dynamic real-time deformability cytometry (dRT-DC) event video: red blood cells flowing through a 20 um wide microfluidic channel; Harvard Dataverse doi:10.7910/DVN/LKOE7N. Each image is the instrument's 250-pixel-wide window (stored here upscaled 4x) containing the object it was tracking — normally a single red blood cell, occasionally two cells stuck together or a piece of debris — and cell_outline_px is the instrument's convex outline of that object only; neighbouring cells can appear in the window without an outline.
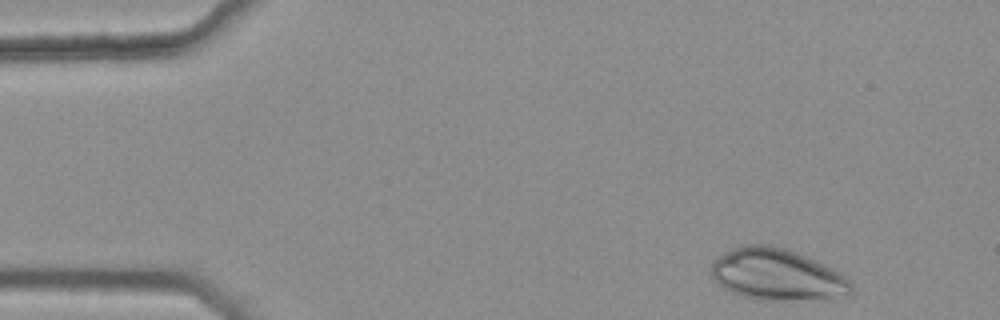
{"species": "common noctule bat (a hibernating species)", "species_latin": "Nyctalus noctula", "temperature_condition": "warm", "stored_images_in_passage": 8, "camera_frame_rate_fps": 3000, "um_per_image_px": 0.085, "animal": {"sex": "female", "body_mass_g": 25.1}, "frame": {"image": 1, "passage_image": 1, "time_ms": 0.0, "image_size_px": [1000, 320], "cell_outline_px": [[852, 292], [836, 300], [756, 300], [732, 292], [724, 288], [712, 276], [712, 260], [716, 256], [732, 248], [744, 244], [772, 244], [808, 256], [840, 272], [852, 284]], "centroid_in_image_um": [66.08, 23.35], "position_along_channel_um": 18.9, "area_um2": 42.71}}